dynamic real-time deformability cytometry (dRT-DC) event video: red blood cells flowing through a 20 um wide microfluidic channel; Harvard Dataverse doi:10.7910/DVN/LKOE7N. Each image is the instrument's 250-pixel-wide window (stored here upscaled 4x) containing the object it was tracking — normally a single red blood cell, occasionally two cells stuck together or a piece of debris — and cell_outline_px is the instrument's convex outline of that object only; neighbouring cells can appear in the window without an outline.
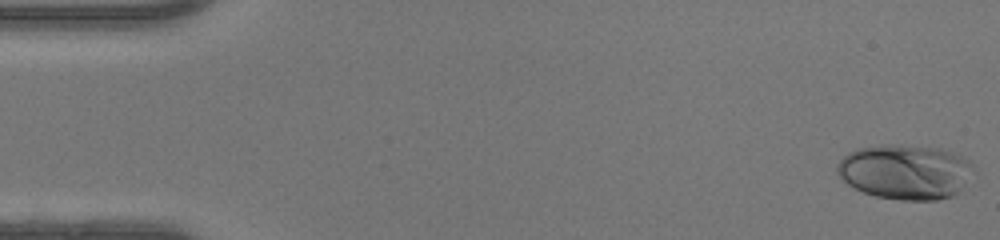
{"species": "human", "species_latin": "Homo sapiens", "temperature_condition": "warm", "stored_images_in_passage": 47, "camera_frame_rate_fps": 3000, "um_per_image_px": 0.085, "donor": {"sex": "female"}, "frame": {"image": 1, "passage_image": 1, "time_ms": 0.0, "image_size_px": [1000, 240], "cell_outline_px": [[972, 164], [960, 188], [952, 196], [936, 200], [900, 200], [876, 196], [864, 192], [848, 184], [836, 172], [836, 164], [848, 152], [856, 148], [888, 144], [900, 144], [940, 148], [956, 152], [968, 160]], "centroid_in_image_um": [76.88, 14.58], "position_along_channel_um": 8.1, "area_um2": 43.23}}
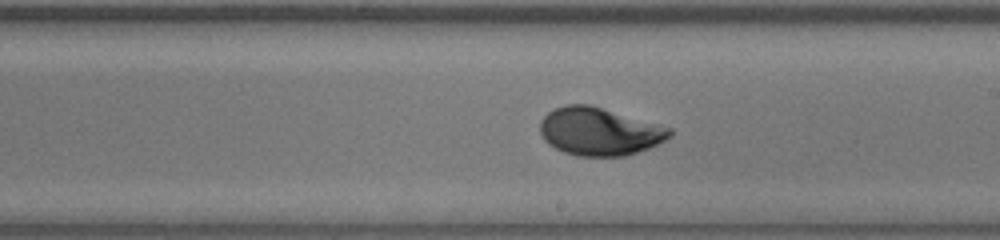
{"frame": {"image": 2, "passage_image": 27, "time_ms": 8.667, "image_size_px": [1000, 240], "cell_outline_px": [[672, 136], [648, 148], [624, 156], [576, 156], [564, 152], [548, 144], [544, 140], [540, 132], [540, 120], [548, 112], [564, 104], [588, 104], [672, 128]], "centroid_in_image_um": [50.91, 11.18], "position_along_channel_um": 238.1, "area_um2": 35.95}}
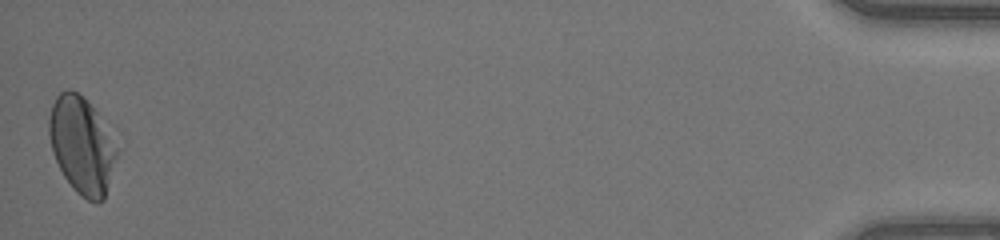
{"frame": {"image": 3, "passage_image": 47, "time_ms": 15.333, "image_size_px": [1000, 240], "cell_outline_px": [[116, 156], [104, 200], [100, 204], [96, 204], [80, 196], [72, 188], [64, 176], [52, 152], [48, 132], [48, 120], [52, 104], [56, 96], [60, 92], [68, 88], [76, 92], [96, 112], [116, 152]], "centroid_in_image_um": [6.88, 12.4], "position_along_channel_um": 428.3, "area_um2": 37.17}, "authors_computed_cell_mechanics": {"area_um2": 36.0094, "velocity_mm_per_s": 4.3578, "shape_relaxation_time_tau1_ms": 4.8158, "shape_relaxation_time_tau2_ms": null, "deformation_change_tau1": 0.1921, "deformation_change_tau2": null}}